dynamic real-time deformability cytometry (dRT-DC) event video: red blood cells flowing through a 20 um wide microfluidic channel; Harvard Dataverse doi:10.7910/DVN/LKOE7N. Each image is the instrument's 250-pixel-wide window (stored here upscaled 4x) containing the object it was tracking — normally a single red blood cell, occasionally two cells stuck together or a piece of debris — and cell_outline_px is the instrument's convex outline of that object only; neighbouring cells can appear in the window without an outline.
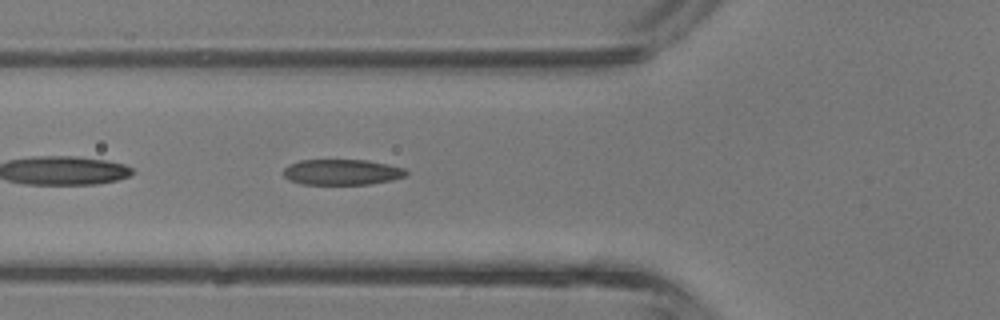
{"species": "common noctule bat (a hibernating species)", "species_latin": "Nyctalus noctula", "temperature_condition": "room temperature", "stored_images_in_passage": 19, "camera_frame_rate_fps": 3000, "um_per_image_px": 0.085, "animal": {"sex": "male", "body_mass_g": 13.3}, "frame": {"image": 1, "passage_image": 8, "time_ms": 2.333, "image_size_px": [1000, 320], "cell_outline_px": [[408, 172], [404, 176], [392, 180], [368, 184], [300, 184], [288, 180], [284, 176], [284, 168], [288, 164], [300, 160], [368, 160], [388, 164], [404, 168]], "centroid_in_image_um": [29.03, 14.62], "position_along_channel_um": 96.8, "area_um2": 18.38}}
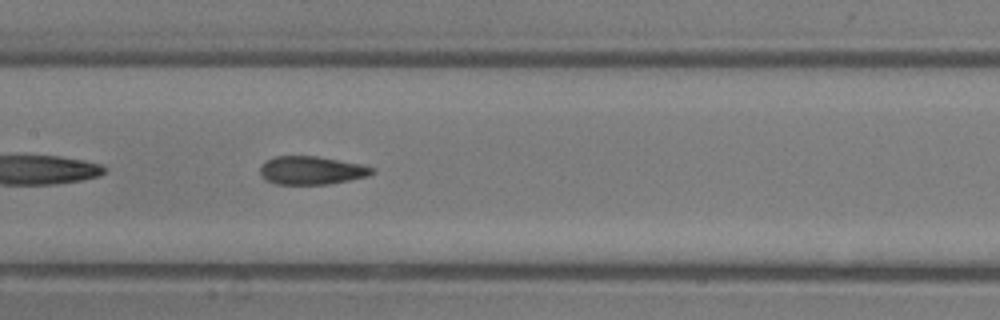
{"frame": {"image": 2, "passage_image": 13, "time_ms": 4.0, "image_size_px": [1000, 320], "cell_outline_px": [[372, 172], [368, 176], [328, 184], [276, 184], [264, 180], [260, 176], [260, 164], [264, 160], [276, 156], [316, 156], [356, 164], [372, 168]], "centroid_in_image_um": [26.34, 14.49], "position_along_channel_um": 181.1, "area_um2": 18.21}}
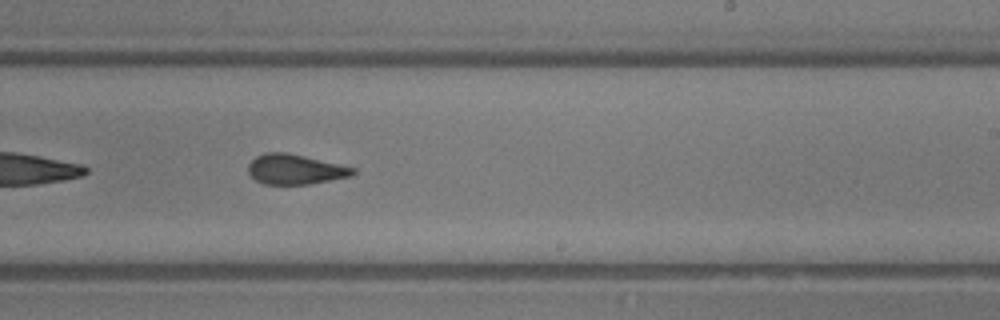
{"frame": {"image": 3, "passage_image": 18, "time_ms": 5.667, "image_size_px": [1000, 320], "cell_outline_px": [[356, 172], [352, 176], [308, 184], [264, 184], [256, 180], [248, 172], [248, 164], [256, 156], [264, 152], [288, 152], [356, 168]], "centroid_in_image_um": [25.08, 14.38], "position_along_channel_um": 263.9, "area_um2": 18.32}}